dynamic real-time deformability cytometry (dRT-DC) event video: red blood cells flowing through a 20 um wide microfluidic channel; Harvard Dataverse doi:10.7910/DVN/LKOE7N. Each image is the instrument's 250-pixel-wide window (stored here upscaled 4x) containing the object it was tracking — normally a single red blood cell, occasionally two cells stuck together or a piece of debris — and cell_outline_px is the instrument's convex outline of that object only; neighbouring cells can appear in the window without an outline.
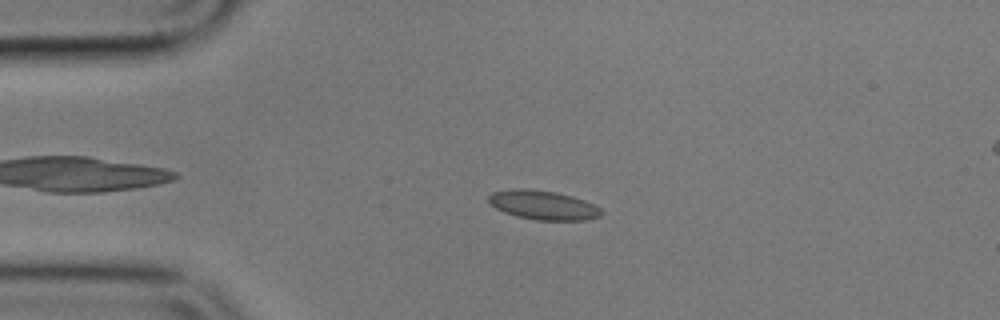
{"species": "common noctule bat (a hibernating species)", "species_latin": "Nyctalus noctula", "temperature_condition": "cold", "stored_images_in_passage": 53, "camera_frame_rate_fps": 3000, "um_per_image_px": 0.085, "animal": {"sex": "male", "body_mass_g": 17.9}, "frame": {"image": 1, "passage_image": 9, "time_ms": 2.667, "image_size_px": [1000, 320], "cell_outline_px": [[604, 212], [600, 216], [588, 220], [536, 220], [516, 216], [504, 212], [496, 208], [488, 200], [488, 196], [492, 192], [516, 188], [524, 188], [556, 192], [572, 196], [584, 200], [600, 208]], "centroid_in_image_um": [46.18, 17.43], "position_along_channel_um": 38.8, "area_um2": 19.13}}
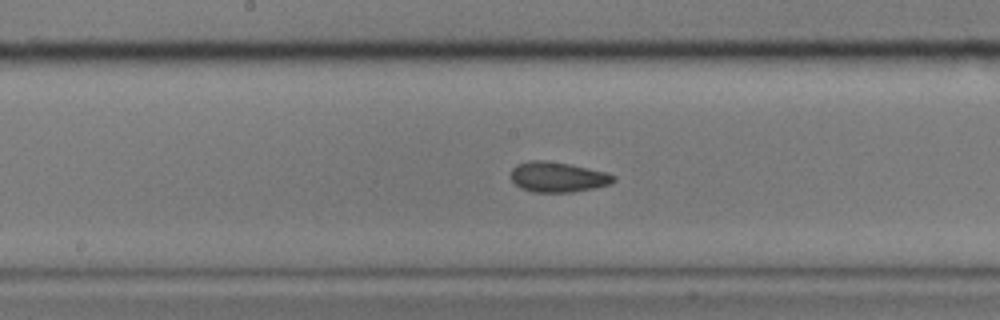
{"frame": {"image": 2, "passage_image": 25, "time_ms": 8.0, "image_size_px": [1000, 320], "cell_outline_px": [[616, 180], [612, 184], [592, 188], [568, 192], [532, 192], [520, 188], [512, 180], [512, 168], [516, 164], [532, 160], [544, 160], [568, 164], [608, 172], [616, 176]], "centroid_in_image_um": [47.43, 15.04], "position_along_channel_um": 200.8, "area_um2": 18.03}}
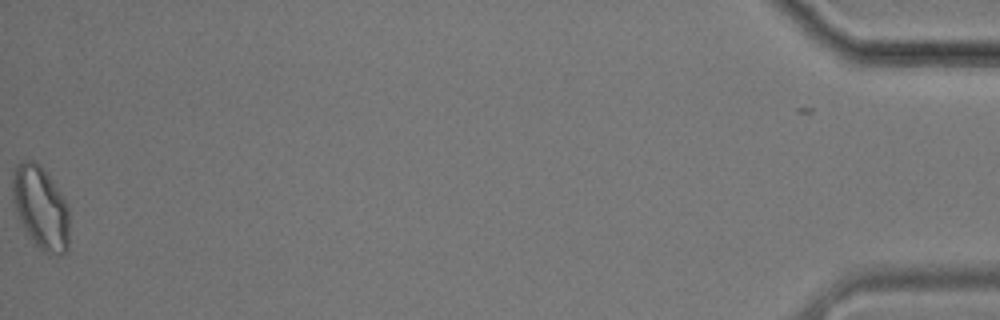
{"frame": {"image": 3, "passage_image": 53, "time_ms": 17.333, "image_size_px": [1000, 320], "cell_outline_px": [[68, 248], [60, 256], [44, 252], [32, 240], [24, 228], [12, 204], [12, 176], [16, 164], [20, 160], [32, 160], [48, 176], [68, 204]], "centroid_in_image_um": [3.43, 17.66], "position_along_channel_um": 431.8, "area_um2": 27.17}, "authors_computed_cell_mechanics": {"area_um2": 18.4382, "velocity_mm_per_s": 3.5338, "shape_relaxation_time_tau1_ms": 7.741, "shape_relaxation_time_tau2_ms": 1.9445, "deformation_change_tau1": 0.0953, "deformation_change_tau2": 0.0433}}